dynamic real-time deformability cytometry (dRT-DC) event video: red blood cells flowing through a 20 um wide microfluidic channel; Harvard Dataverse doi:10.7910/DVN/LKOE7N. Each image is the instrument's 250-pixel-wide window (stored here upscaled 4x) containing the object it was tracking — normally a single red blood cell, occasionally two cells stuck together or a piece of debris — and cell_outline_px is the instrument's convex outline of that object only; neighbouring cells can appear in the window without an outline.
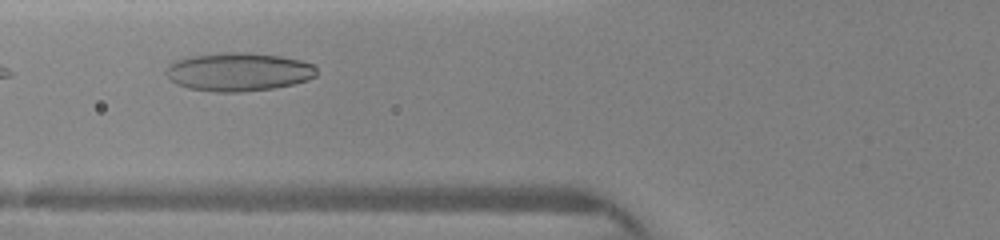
{"species": "human", "species_latin": "Homo sapiens", "temperature_condition": "warm", "stored_images_in_passage": 4, "camera_frame_rate_fps": 3000, "um_per_image_px": 0.085, "donor": {"sex": "female"}, "frame": {"image": 1, "passage_image": 3, "time_ms": 2.333, "image_size_px": [1000, 240], "cell_outline_px": [[316, 76], [308, 80], [292, 84], [272, 88], [240, 92], [216, 92], [188, 88], [176, 84], [164, 72], [168, 64], [176, 60], [192, 56], [232, 52], [248, 52], [280, 56], [300, 60], [312, 64], [316, 68]], "centroid_in_image_um": [20.26, 6.11], "position_along_channel_um": 105.5, "area_um2": 33.58}}
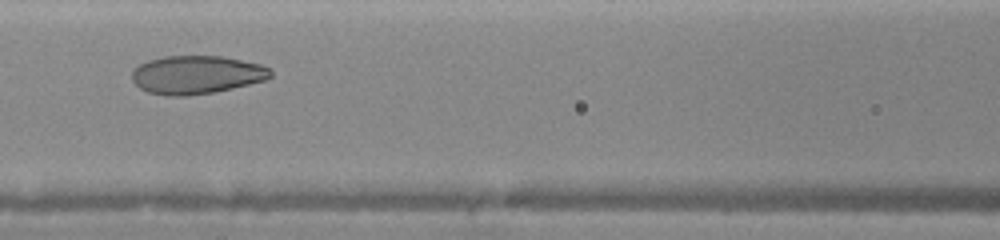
{"frame": {"image": 2, "passage_image": 4, "time_ms": 3.333, "image_size_px": [1000, 240], "cell_outline_px": [[272, 76], [264, 80], [216, 92], [188, 96], [168, 96], [148, 92], [140, 88], [132, 80], [132, 72], [140, 64], [148, 60], [164, 56], [224, 56], [260, 64], [268, 68], [272, 72]], "centroid_in_image_um": [16.69, 6.36], "position_along_channel_um": 149.9, "area_um2": 30.92}}